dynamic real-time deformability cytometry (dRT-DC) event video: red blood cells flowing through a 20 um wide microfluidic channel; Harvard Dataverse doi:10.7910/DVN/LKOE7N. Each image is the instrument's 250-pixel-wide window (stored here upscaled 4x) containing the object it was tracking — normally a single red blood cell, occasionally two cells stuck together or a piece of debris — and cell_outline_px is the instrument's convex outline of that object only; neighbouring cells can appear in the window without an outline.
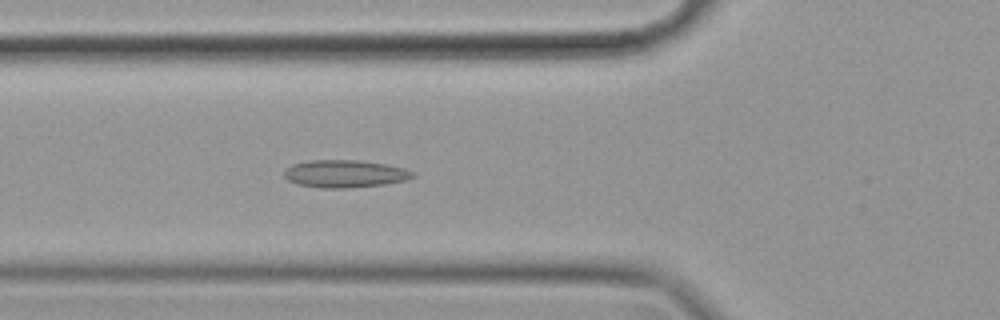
{"species": "common noctule bat (a hibernating species)", "species_latin": "Nyctalus noctula", "temperature_condition": "cold", "stored_images_in_passage": 58, "camera_frame_rate_fps": 3000, "um_per_image_px": 0.085, "animal": {"sex": "female", "body_mass_g": 19.9}, "frame": {"image": 1, "passage_image": 21, "time_ms": 6.667, "image_size_px": [1000, 320], "cell_outline_px": [[416, 176], [404, 180], [384, 184], [352, 188], [320, 188], [296, 184], [288, 180], [284, 176], [284, 168], [292, 164], [308, 160], [356, 160], [384, 164], [404, 168], [416, 172]], "centroid_in_image_um": [29.28, 14.77], "position_along_channel_um": 96.5, "area_um2": 20.81}}
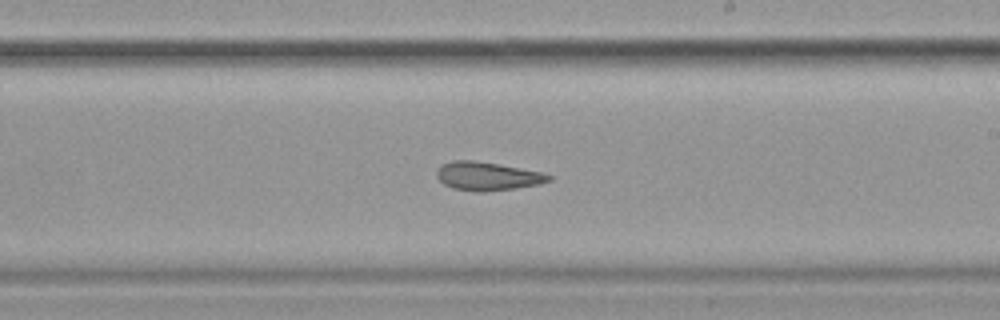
{"frame": {"image": 2, "passage_image": 34, "time_ms": 11.0, "image_size_px": [1000, 320], "cell_outline_px": [[552, 180], [540, 184], [516, 188], [484, 192], [476, 192], [452, 188], [444, 184], [436, 176], [436, 172], [444, 164], [452, 160], [472, 160], [500, 164], [540, 172], [552, 176]], "centroid_in_image_um": [41.44, 14.98], "position_along_channel_um": 247.6, "area_um2": 18.55}}
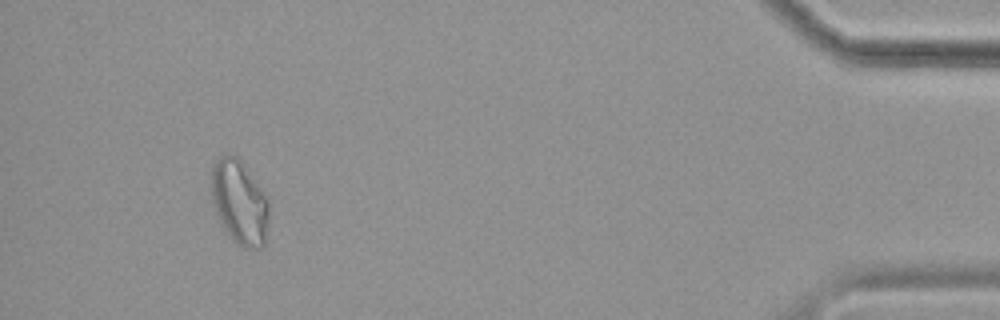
{"frame": {"image": 3, "passage_image": 54, "time_ms": 17.667, "image_size_px": [1000, 320], "cell_outline_px": [[268, 220], [264, 244], [260, 248], [244, 248], [236, 244], [228, 236], [220, 224], [212, 200], [212, 168], [216, 160], [220, 156], [236, 156], [240, 160], [268, 200]], "centroid_in_image_um": [20.34, 17.25], "position_along_channel_um": 414.9, "area_um2": 27.8}, "authors_computed_cell_mechanics": {"area_um2": 21.4438, "velocity_mm_per_s": 3.4914, "shape_relaxation_time_tau1_ms": null, "shape_relaxation_time_tau2_ms": 4.0215, "deformation_change_tau1": null, "deformation_change_tau2": 0.1065}}